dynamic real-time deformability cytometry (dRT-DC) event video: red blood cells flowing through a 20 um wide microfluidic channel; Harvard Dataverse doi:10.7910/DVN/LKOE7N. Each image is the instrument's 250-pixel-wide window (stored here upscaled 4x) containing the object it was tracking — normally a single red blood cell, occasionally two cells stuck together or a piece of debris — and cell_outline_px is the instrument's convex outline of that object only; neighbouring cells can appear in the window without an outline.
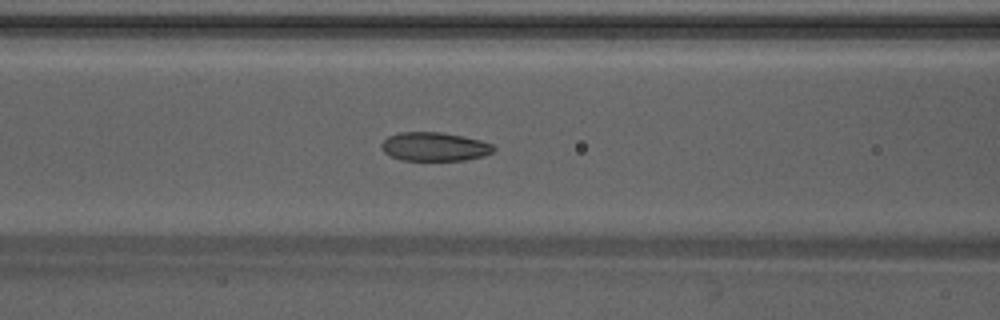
{"species": "Egyptian fruit bat (a non-hibernating species)", "species_latin": "Rousettus aegyptiacus", "temperature_condition": "warm", "stored_images_in_passage": 41, "camera_frame_rate_fps": 3000, "um_per_image_px": 0.085, "animal": {"sex": "male"}, "frame": {"image": 1, "passage_image": 21, "time_ms": 6.667, "image_size_px": [1000, 320], "cell_outline_px": [[496, 148], [492, 152], [484, 156], [464, 160], [400, 160], [384, 152], [380, 144], [388, 136], [400, 132], [440, 132], [464, 136], [480, 140], [492, 144]], "centroid_in_image_um": [36.94, 12.46], "position_along_channel_um": 129.7, "area_um2": 18.79}}
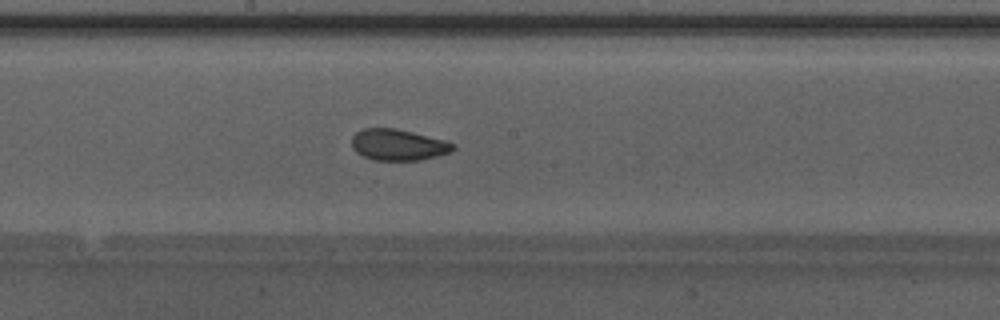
{"frame": {"image": 2, "passage_image": 27, "time_ms": 8.667, "image_size_px": [1000, 320], "cell_outline_px": [[456, 148], [452, 152], [420, 160], [372, 160], [356, 152], [352, 148], [352, 136], [356, 132], [364, 128], [396, 128], [444, 140], [456, 144]], "centroid_in_image_um": [33.85, 12.31], "position_along_channel_um": 214.4, "area_um2": 18.5}}
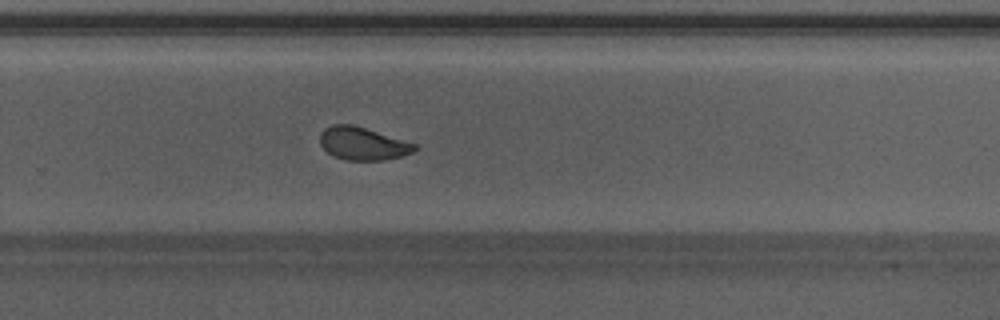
{"frame": {"image": 3, "passage_image": 33, "time_ms": 10.667, "image_size_px": [1000, 320], "cell_outline_px": [[420, 148], [412, 152], [400, 156], [384, 160], [344, 160], [332, 156], [320, 144], [320, 132], [324, 128], [332, 124], [352, 124], [416, 144]], "centroid_in_image_um": [30.8, 12.2], "position_along_channel_um": 299.0, "area_um2": 18.09}}